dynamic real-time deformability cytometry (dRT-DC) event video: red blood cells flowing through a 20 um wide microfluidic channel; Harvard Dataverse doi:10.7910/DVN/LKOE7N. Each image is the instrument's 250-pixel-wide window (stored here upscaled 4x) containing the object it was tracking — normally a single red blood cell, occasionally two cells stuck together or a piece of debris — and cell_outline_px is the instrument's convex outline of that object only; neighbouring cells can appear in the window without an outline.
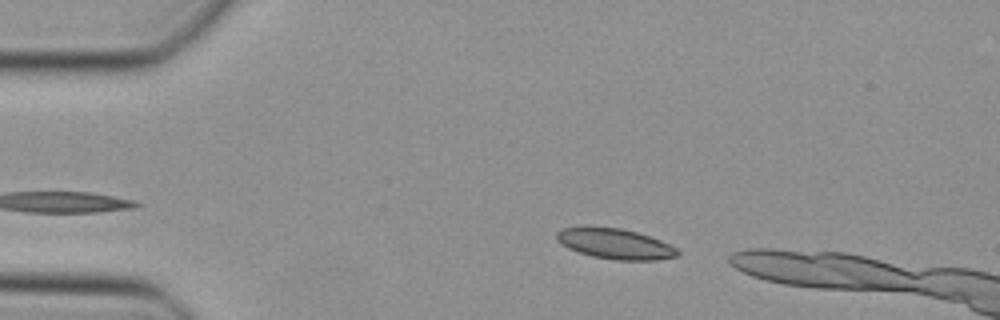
{"species": "Egyptian fruit bat (a non-hibernating species)", "species_latin": "Rousettus aegyptiacus", "temperature_condition": "cold", "stored_images_in_passage": 9, "camera_frame_rate_fps": 3000, "um_per_image_px": 0.085, "animal": {"sex": "female"}, "frame": {"image": 1, "passage_image": 3, "time_ms": 0.667, "image_size_px": [1000, 320], "cell_outline_px": [[680, 256], [656, 260], [616, 260], [592, 256], [568, 248], [560, 244], [556, 240], [556, 232], [564, 228], [620, 228], [636, 232], [660, 240], [676, 248], [680, 252]], "centroid_in_image_um": [52.31, 20.75], "position_along_channel_um": 32.7, "area_um2": 21.04}}